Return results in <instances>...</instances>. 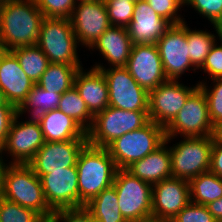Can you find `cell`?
I'll list each match as a JSON object with an SVG mask.
<instances>
[{
    "label": "cell",
    "mask_w": 222,
    "mask_h": 222,
    "mask_svg": "<svg viewBox=\"0 0 222 222\" xmlns=\"http://www.w3.org/2000/svg\"><path fill=\"white\" fill-rule=\"evenodd\" d=\"M212 80L214 87H211V90L207 88L208 86H206V82L204 83V81H199L198 84L205 93L211 123L215 126L222 121V77Z\"/></svg>",
    "instance_id": "cell-34"
},
{
    "label": "cell",
    "mask_w": 222,
    "mask_h": 222,
    "mask_svg": "<svg viewBox=\"0 0 222 222\" xmlns=\"http://www.w3.org/2000/svg\"><path fill=\"white\" fill-rule=\"evenodd\" d=\"M3 51L2 46L0 45V53Z\"/></svg>",
    "instance_id": "cell-50"
},
{
    "label": "cell",
    "mask_w": 222,
    "mask_h": 222,
    "mask_svg": "<svg viewBox=\"0 0 222 222\" xmlns=\"http://www.w3.org/2000/svg\"><path fill=\"white\" fill-rule=\"evenodd\" d=\"M152 9L162 18L169 21L172 25L184 23L178 15L179 9L184 6V0H146Z\"/></svg>",
    "instance_id": "cell-38"
},
{
    "label": "cell",
    "mask_w": 222,
    "mask_h": 222,
    "mask_svg": "<svg viewBox=\"0 0 222 222\" xmlns=\"http://www.w3.org/2000/svg\"><path fill=\"white\" fill-rule=\"evenodd\" d=\"M132 40L126 27L110 26L89 48L100 51L110 67H125L132 50Z\"/></svg>",
    "instance_id": "cell-22"
},
{
    "label": "cell",
    "mask_w": 222,
    "mask_h": 222,
    "mask_svg": "<svg viewBox=\"0 0 222 222\" xmlns=\"http://www.w3.org/2000/svg\"><path fill=\"white\" fill-rule=\"evenodd\" d=\"M18 113L15 106H0V147L4 144L12 120Z\"/></svg>",
    "instance_id": "cell-41"
},
{
    "label": "cell",
    "mask_w": 222,
    "mask_h": 222,
    "mask_svg": "<svg viewBox=\"0 0 222 222\" xmlns=\"http://www.w3.org/2000/svg\"><path fill=\"white\" fill-rule=\"evenodd\" d=\"M184 5H191L213 25L222 27V0H184Z\"/></svg>",
    "instance_id": "cell-37"
},
{
    "label": "cell",
    "mask_w": 222,
    "mask_h": 222,
    "mask_svg": "<svg viewBox=\"0 0 222 222\" xmlns=\"http://www.w3.org/2000/svg\"><path fill=\"white\" fill-rule=\"evenodd\" d=\"M85 208L92 214L96 222H127L120 213L118 197L112 185L91 199Z\"/></svg>",
    "instance_id": "cell-26"
},
{
    "label": "cell",
    "mask_w": 222,
    "mask_h": 222,
    "mask_svg": "<svg viewBox=\"0 0 222 222\" xmlns=\"http://www.w3.org/2000/svg\"><path fill=\"white\" fill-rule=\"evenodd\" d=\"M129 1H132V2H134V3H137V2H139V1H141V0H129Z\"/></svg>",
    "instance_id": "cell-49"
},
{
    "label": "cell",
    "mask_w": 222,
    "mask_h": 222,
    "mask_svg": "<svg viewBox=\"0 0 222 222\" xmlns=\"http://www.w3.org/2000/svg\"><path fill=\"white\" fill-rule=\"evenodd\" d=\"M125 68L148 93L168 80L156 44L133 45Z\"/></svg>",
    "instance_id": "cell-16"
},
{
    "label": "cell",
    "mask_w": 222,
    "mask_h": 222,
    "mask_svg": "<svg viewBox=\"0 0 222 222\" xmlns=\"http://www.w3.org/2000/svg\"><path fill=\"white\" fill-rule=\"evenodd\" d=\"M61 94L48 92L42 89L39 85L35 84L27 96V99L18 108V113L30 112L31 117H37L40 114L49 112L58 107ZM30 109V110H29Z\"/></svg>",
    "instance_id": "cell-30"
},
{
    "label": "cell",
    "mask_w": 222,
    "mask_h": 222,
    "mask_svg": "<svg viewBox=\"0 0 222 222\" xmlns=\"http://www.w3.org/2000/svg\"><path fill=\"white\" fill-rule=\"evenodd\" d=\"M51 217L56 222H96L85 206L56 210Z\"/></svg>",
    "instance_id": "cell-40"
},
{
    "label": "cell",
    "mask_w": 222,
    "mask_h": 222,
    "mask_svg": "<svg viewBox=\"0 0 222 222\" xmlns=\"http://www.w3.org/2000/svg\"><path fill=\"white\" fill-rule=\"evenodd\" d=\"M213 139L222 142V121L214 126Z\"/></svg>",
    "instance_id": "cell-45"
},
{
    "label": "cell",
    "mask_w": 222,
    "mask_h": 222,
    "mask_svg": "<svg viewBox=\"0 0 222 222\" xmlns=\"http://www.w3.org/2000/svg\"><path fill=\"white\" fill-rule=\"evenodd\" d=\"M44 17L69 19L77 0H34Z\"/></svg>",
    "instance_id": "cell-35"
},
{
    "label": "cell",
    "mask_w": 222,
    "mask_h": 222,
    "mask_svg": "<svg viewBox=\"0 0 222 222\" xmlns=\"http://www.w3.org/2000/svg\"><path fill=\"white\" fill-rule=\"evenodd\" d=\"M189 181L179 178H168L152 185V218L171 220L189 202Z\"/></svg>",
    "instance_id": "cell-18"
},
{
    "label": "cell",
    "mask_w": 222,
    "mask_h": 222,
    "mask_svg": "<svg viewBox=\"0 0 222 222\" xmlns=\"http://www.w3.org/2000/svg\"><path fill=\"white\" fill-rule=\"evenodd\" d=\"M111 26L127 27L133 17L135 3L129 0H104Z\"/></svg>",
    "instance_id": "cell-33"
},
{
    "label": "cell",
    "mask_w": 222,
    "mask_h": 222,
    "mask_svg": "<svg viewBox=\"0 0 222 222\" xmlns=\"http://www.w3.org/2000/svg\"><path fill=\"white\" fill-rule=\"evenodd\" d=\"M143 222H171V220H156V219H149V220H145Z\"/></svg>",
    "instance_id": "cell-47"
},
{
    "label": "cell",
    "mask_w": 222,
    "mask_h": 222,
    "mask_svg": "<svg viewBox=\"0 0 222 222\" xmlns=\"http://www.w3.org/2000/svg\"><path fill=\"white\" fill-rule=\"evenodd\" d=\"M198 87L199 84L187 87L178 80H167L157 86L149 92V119L165 128Z\"/></svg>",
    "instance_id": "cell-13"
},
{
    "label": "cell",
    "mask_w": 222,
    "mask_h": 222,
    "mask_svg": "<svg viewBox=\"0 0 222 222\" xmlns=\"http://www.w3.org/2000/svg\"><path fill=\"white\" fill-rule=\"evenodd\" d=\"M81 67V65L49 63L36 84L48 92L62 95L74 86L76 73Z\"/></svg>",
    "instance_id": "cell-25"
},
{
    "label": "cell",
    "mask_w": 222,
    "mask_h": 222,
    "mask_svg": "<svg viewBox=\"0 0 222 222\" xmlns=\"http://www.w3.org/2000/svg\"><path fill=\"white\" fill-rule=\"evenodd\" d=\"M79 207L85 206L104 189L113 185L118 170L107 148L86 144L77 163Z\"/></svg>",
    "instance_id": "cell-2"
},
{
    "label": "cell",
    "mask_w": 222,
    "mask_h": 222,
    "mask_svg": "<svg viewBox=\"0 0 222 222\" xmlns=\"http://www.w3.org/2000/svg\"><path fill=\"white\" fill-rule=\"evenodd\" d=\"M94 67L100 69L106 79L109 106L129 111H148L149 93L135 81L125 67L106 68L100 63Z\"/></svg>",
    "instance_id": "cell-10"
},
{
    "label": "cell",
    "mask_w": 222,
    "mask_h": 222,
    "mask_svg": "<svg viewBox=\"0 0 222 222\" xmlns=\"http://www.w3.org/2000/svg\"><path fill=\"white\" fill-rule=\"evenodd\" d=\"M164 129L165 140L168 142L178 134L182 137L213 135L214 126L211 123L207 99L200 87L188 97L185 105Z\"/></svg>",
    "instance_id": "cell-9"
},
{
    "label": "cell",
    "mask_w": 222,
    "mask_h": 222,
    "mask_svg": "<svg viewBox=\"0 0 222 222\" xmlns=\"http://www.w3.org/2000/svg\"><path fill=\"white\" fill-rule=\"evenodd\" d=\"M69 20L78 43L87 48L111 26L104 0H77Z\"/></svg>",
    "instance_id": "cell-14"
},
{
    "label": "cell",
    "mask_w": 222,
    "mask_h": 222,
    "mask_svg": "<svg viewBox=\"0 0 222 222\" xmlns=\"http://www.w3.org/2000/svg\"><path fill=\"white\" fill-rule=\"evenodd\" d=\"M74 86L93 116L109 107L108 85L100 69L92 66L86 72L81 67L76 73Z\"/></svg>",
    "instance_id": "cell-21"
},
{
    "label": "cell",
    "mask_w": 222,
    "mask_h": 222,
    "mask_svg": "<svg viewBox=\"0 0 222 222\" xmlns=\"http://www.w3.org/2000/svg\"><path fill=\"white\" fill-rule=\"evenodd\" d=\"M4 199L51 217L53 211L46 203L41 179L28 164L8 163L4 174Z\"/></svg>",
    "instance_id": "cell-3"
},
{
    "label": "cell",
    "mask_w": 222,
    "mask_h": 222,
    "mask_svg": "<svg viewBox=\"0 0 222 222\" xmlns=\"http://www.w3.org/2000/svg\"><path fill=\"white\" fill-rule=\"evenodd\" d=\"M46 203L54 212L60 209L79 207L77 167L52 171L41 178Z\"/></svg>",
    "instance_id": "cell-17"
},
{
    "label": "cell",
    "mask_w": 222,
    "mask_h": 222,
    "mask_svg": "<svg viewBox=\"0 0 222 222\" xmlns=\"http://www.w3.org/2000/svg\"><path fill=\"white\" fill-rule=\"evenodd\" d=\"M164 141V127L150 120L143 127L116 138L106 148L117 168L127 169L134 162L154 152Z\"/></svg>",
    "instance_id": "cell-4"
},
{
    "label": "cell",
    "mask_w": 222,
    "mask_h": 222,
    "mask_svg": "<svg viewBox=\"0 0 222 222\" xmlns=\"http://www.w3.org/2000/svg\"><path fill=\"white\" fill-rule=\"evenodd\" d=\"M44 15L34 0L3 1L0 9V45L3 50L35 45Z\"/></svg>",
    "instance_id": "cell-1"
},
{
    "label": "cell",
    "mask_w": 222,
    "mask_h": 222,
    "mask_svg": "<svg viewBox=\"0 0 222 222\" xmlns=\"http://www.w3.org/2000/svg\"><path fill=\"white\" fill-rule=\"evenodd\" d=\"M39 121L45 142L87 140L86 131L59 109L40 114Z\"/></svg>",
    "instance_id": "cell-23"
},
{
    "label": "cell",
    "mask_w": 222,
    "mask_h": 222,
    "mask_svg": "<svg viewBox=\"0 0 222 222\" xmlns=\"http://www.w3.org/2000/svg\"><path fill=\"white\" fill-rule=\"evenodd\" d=\"M171 222H217L207 206L189 202Z\"/></svg>",
    "instance_id": "cell-39"
},
{
    "label": "cell",
    "mask_w": 222,
    "mask_h": 222,
    "mask_svg": "<svg viewBox=\"0 0 222 222\" xmlns=\"http://www.w3.org/2000/svg\"><path fill=\"white\" fill-rule=\"evenodd\" d=\"M113 186L120 213L127 222H143L152 218V185L134 177L126 169H118Z\"/></svg>",
    "instance_id": "cell-7"
},
{
    "label": "cell",
    "mask_w": 222,
    "mask_h": 222,
    "mask_svg": "<svg viewBox=\"0 0 222 222\" xmlns=\"http://www.w3.org/2000/svg\"><path fill=\"white\" fill-rule=\"evenodd\" d=\"M213 136L184 137L169 146L172 177L190 181L210 170Z\"/></svg>",
    "instance_id": "cell-8"
},
{
    "label": "cell",
    "mask_w": 222,
    "mask_h": 222,
    "mask_svg": "<svg viewBox=\"0 0 222 222\" xmlns=\"http://www.w3.org/2000/svg\"><path fill=\"white\" fill-rule=\"evenodd\" d=\"M217 36L220 39V45L215 44L212 46L209 54L207 55L201 70L208 73L210 80L222 77V27L213 25Z\"/></svg>",
    "instance_id": "cell-36"
},
{
    "label": "cell",
    "mask_w": 222,
    "mask_h": 222,
    "mask_svg": "<svg viewBox=\"0 0 222 222\" xmlns=\"http://www.w3.org/2000/svg\"><path fill=\"white\" fill-rule=\"evenodd\" d=\"M156 45L168 80H179L191 67L197 70L189 57L186 22L172 25Z\"/></svg>",
    "instance_id": "cell-12"
},
{
    "label": "cell",
    "mask_w": 222,
    "mask_h": 222,
    "mask_svg": "<svg viewBox=\"0 0 222 222\" xmlns=\"http://www.w3.org/2000/svg\"><path fill=\"white\" fill-rule=\"evenodd\" d=\"M42 217L35 211L3 199L0 202V222H39Z\"/></svg>",
    "instance_id": "cell-32"
},
{
    "label": "cell",
    "mask_w": 222,
    "mask_h": 222,
    "mask_svg": "<svg viewBox=\"0 0 222 222\" xmlns=\"http://www.w3.org/2000/svg\"><path fill=\"white\" fill-rule=\"evenodd\" d=\"M57 109L77 122L86 132L93 123L94 116L89 112L85 101L73 86L60 96Z\"/></svg>",
    "instance_id": "cell-29"
},
{
    "label": "cell",
    "mask_w": 222,
    "mask_h": 222,
    "mask_svg": "<svg viewBox=\"0 0 222 222\" xmlns=\"http://www.w3.org/2000/svg\"><path fill=\"white\" fill-rule=\"evenodd\" d=\"M20 114L17 113L11 122L9 132L4 144L0 147V157L7 154L13 160L8 163L27 164L44 145L45 140L41 126L36 117L24 122H19Z\"/></svg>",
    "instance_id": "cell-11"
},
{
    "label": "cell",
    "mask_w": 222,
    "mask_h": 222,
    "mask_svg": "<svg viewBox=\"0 0 222 222\" xmlns=\"http://www.w3.org/2000/svg\"><path fill=\"white\" fill-rule=\"evenodd\" d=\"M39 222H56L52 217L42 218Z\"/></svg>",
    "instance_id": "cell-48"
},
{
    "label": "cell",
    "mask_w": 222,
    "mask_h": 222,
    "mask_svg": "<svg viewBox=\"0 0 222 222\" xmlns=\"http://www.w3.org/2000/svg\"><path fill=\"white\" fill-rule=\"evenodd\" d=\"M3 159V156L0 157V202L4 199V174L7 167Z\"/></svg>",
    "instance_id": "cell-44"
},
{
    "label": "cell",
    "mask_w": 222,
    "mask_h": 222,
    "mask_svg": "<svg viewBox=\"0 0 222 222\" xmlns=\"http://www.w3.org/2000/svg\"><path fill=\"white\" fill-rule=\"evenodd\" d=\"M35 82L23 71L16 56L10 50L0 53V88L9 103L17 109L27 99Z\"/></svg>",
    "instance_id": "cell-20"
},
{
    "label": "cell",
    "mask_w": 222,
    "mask_h": 222,
    "mask_svg": "<svg viewBox=\"0 0 222 222\" xmlns=\"http://www.w3.org/2000/svg\"><path fill=\"white\" fill-rule=\"evenodd\" d=\"M167 145L168 140H165L154 152L134 162L126 170L134 177L150 183L151 185L159 183L164 179L171 178V157Z\"/></svg>",
    "instance_id": "cell-24"
},
{
    "label": "cell",
    "mask_w": 222,
    "mask_h": 222,
    "mask_svg": "<svg viewBox=\"0 0 222 222\" xmlns=\"http://www.w3.org/2000/svg\"><path fill=\"white\" fill-rule=\"evenodd\" d=\"M87 143V140L45 142L27 164L39 178L52 171L65 170L76 166L79 153Z\"/></svg>",
    "instance_id": "cell-15"
},
{
    "label": "cell",
    "mask_w": 222,
    "mask_h": 222,
    "mask_svg": "<svg viewBox=\"0 0 222 222\" xmlns=\"http://www.w3.org/2000/svg\"><path fill=\"white\" fill-rule=\"evenodd\" d=\"M206 206L214 219L217 222H222V198L212 201Z\"/></svg>",
    "instance_id": "cell-43"
},
{
    "label": "cell",
    "mask_w": 222,
    "mask_h": 222,
    "mask_svg": "<svg viewBox=\"0 0 222 222\" xmlns=\"http://www.w3.org/2000/svg\"><path fill=\"white\" fill-rule=\"evenodd\" d=\"M217 38L203 30H192L187 25V43L189 47V57L192 65L196 69H200L209 54L212 46L215 44Z\"/></svg>",
    "instance_id": "cell-31"
},
{
    "label": "cell",
    "mask_w": 222,
    "mask_h": 222,
    "mask_svg": "<svg viewBox=\"0 0 222 222\" xmlns=\"http://www.w3.org/2000/svg\"><path fill=\"white\" fill-rule=\"evenodd\" d=\"M10 51L16 56L24 73L36 84L49 65L48 57L37 44L16 47Z\"/></svg>",
    "instance_id": "cell-28"
},
{
    "label": "cell",
    "mask_w": 222,
    "mask_h": 222,
    "mask_svg": "<svg viewBox=\"0 0 222 222\" xmlns=\"http://www.w3.org/2000/svg\"><path fill=\"white\" fill-rule=\"evenodd\" d=\"M172 24L160 17L146 0L135 3L133 17L126 27L133 45L156 44Z\"/></svg>",
    "instance_id": "cell-19"
},
{
    "label": "cell",
    "mask_w": 222,
    "mask_h": 222,
    "mask_svg": "<svg viewBox=\"0 0 222 222\" xmlns=\"http://www.w3.org/2000/svg\"><path fill=\"white\" fill-rule=\"evenodd\" d=\"M209 171L222 178V142L214 140Z\"/></svg>",
    "instance_id": "cell-42"
},
{
    "label": "cell",
    "mask_w": 222,
    "mask_h": 222,
    "mask_svg": "<svg viewBox=\"0 0 222 222\" xmlns=\"http://www.w3.org/2000/svg\"><path fill=\"white\" fill-rule=\"evenodd\" d=\"M191 202L207 205L222 198V178L208 171L189 181Z\"/></svg>",
    "instance_id": "cell-27"
},
{
    "label": "cell",
    "mask_w": 222,
    "mask_h": 222,
    "mask_svg": "<svg viewBox=\"0 0 222 222\" xmlns=\"http://www.w3.org/2000/svg\"><path fill=\"white\" fill-rule=\"evenodd\" d=\"M0 106H14L11 103H9L4 95V92L0 88Z\"/></svg>",
    "instance_id": "cell-46"
},
{
    "label": "cell",
    "mask_w": 222,
    "mask_h": 222,
    "mask_svg": "<svg viewBox=\"0 0 222 222\" xmlns=\"http://www.w3.org/2000/svg\"><path fill=\"white\" fill-rule=\"evenodd\" d=\"M150 121L148 111H129L109 106L96 114L86 132L88 144L106 148L116 138L137 130Z\"/></svg>",
    "instance_id": "cell-5"
},
{
    "label": "cell",
    "mask_w": 222,
    "mask_h": 222,
    "mask_svg": "<svg viewBox=\"0 0 222 222\" xmlns=\"http://www.w3.org/2000/svg\"><path fill=\"white\" fill-rule=\"evenodd\" d=\"M49 63L81 65L77 37L69 19L44 17L36 43Z\"/></svg>",
    "instance_id": "cell-6"
}]
</instances>
